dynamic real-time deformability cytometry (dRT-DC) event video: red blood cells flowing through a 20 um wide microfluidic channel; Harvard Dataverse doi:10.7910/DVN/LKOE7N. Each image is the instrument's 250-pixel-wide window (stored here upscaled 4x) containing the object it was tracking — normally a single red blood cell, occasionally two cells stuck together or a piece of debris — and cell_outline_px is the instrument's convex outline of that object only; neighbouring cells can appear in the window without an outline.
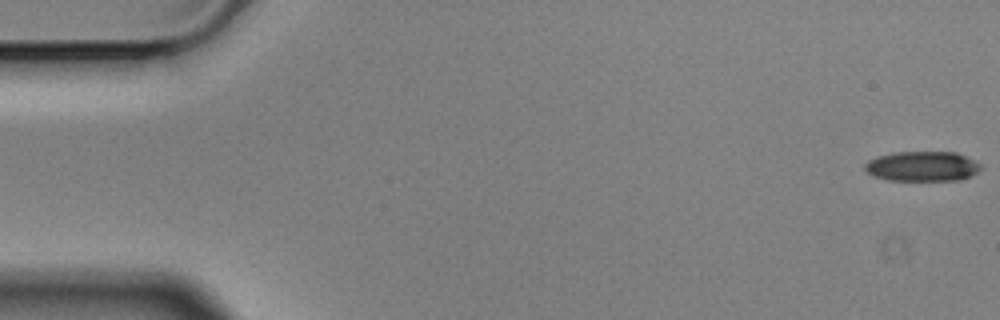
{"species": "Egyptian fruit bat (a non-hibernating species)", "species_latin": "Rousettus aegyptiacus", "temperature_condition": "cold", "stored_images_in_passage": 13, "camera_frame_rate_fps": 3000, "um_per_image_px": 0.085, "animal": {"sex": "male"}, "frame": {"image": 1, "passage_image": 1, "time_ms": 0.0, "image_size_px": [1000, 320], "cell_outline_px": [[980, 168], [976, 172], [960, 180], [888, 180], [872, 176], [864, 168], [864, 164], [868, 160], [876, 156], [896, 152], [956, 152], [976, 160], [980, 164]], "centroid_in_image_um": [78.36, 14.13], "position_along_channel_um": 6.6, "area_um2": 20.23}}